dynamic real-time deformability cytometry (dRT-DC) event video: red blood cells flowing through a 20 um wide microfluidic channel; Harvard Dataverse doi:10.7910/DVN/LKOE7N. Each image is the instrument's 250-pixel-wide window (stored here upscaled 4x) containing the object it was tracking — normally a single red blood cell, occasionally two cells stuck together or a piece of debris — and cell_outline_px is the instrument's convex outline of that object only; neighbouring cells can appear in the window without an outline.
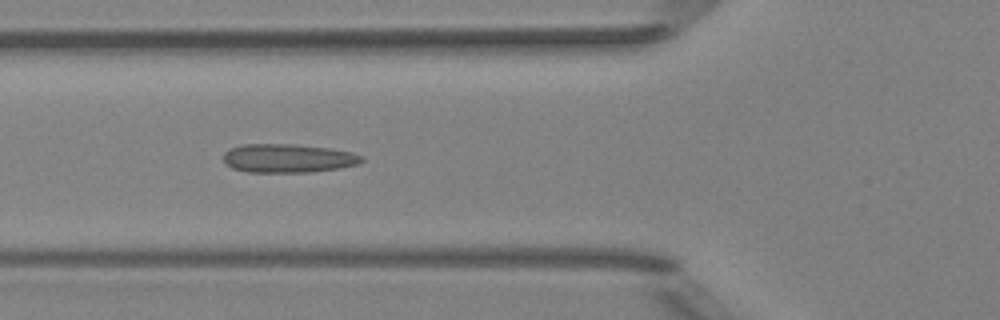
{"species": "Egyptian fruit bat (a non-hibernating species)", "species_latin": "Rousettus aegyptiacus", "temperature_condition": "room temperature", "stored_images_in_passage": 8, "camera_frame_rate_fps": 3000, "um_per_image_px": 0.085, "animal": {"sex": "female"}, "frame": {"image": 1, "passage_image": 5, "time_ms": 5.333, "image_size_px": [1000, 320], "cell_outline_px": [[364, 160], [356, 164], [340, 168], [308, 172], [248, 172], [232, 168], [224, 164], [224, 152], [232, 148], [244, 144], [296, 144], [332, 148], [352, 152], [364, 156]], "centroid_in_image_um": [24.49, 13.45], "position_along_channel_um": 101.3, "area_um2": 23.24}}
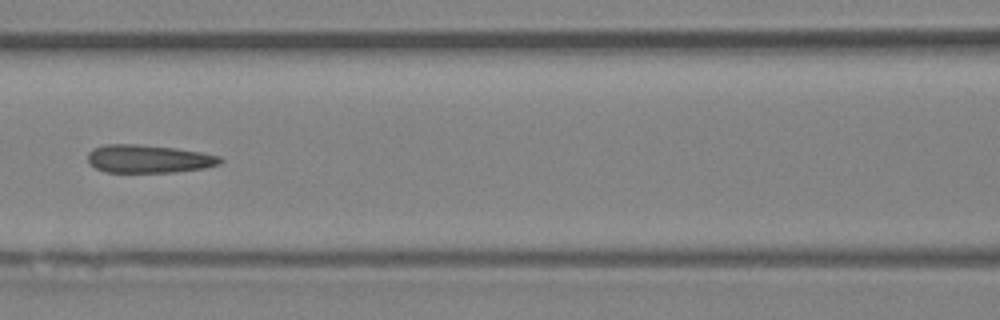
{"frame": {"image": 2, "passage_image": 6, "time_ms": 6.667, "image_size_px": [1000, 320], "cell_outline_px": [[224, 160], [220, 164], [204, 168], [176, 172], [104, 172], [88, 164], [88, 152], [92, 148], [104, 144], [136, 144], [176, 148], [200, 152], [220, 156]], "centroid_in_image_um": [12.61, 13.5], "position_along_channel_um": 154.0, "area_um2": 21.85}}
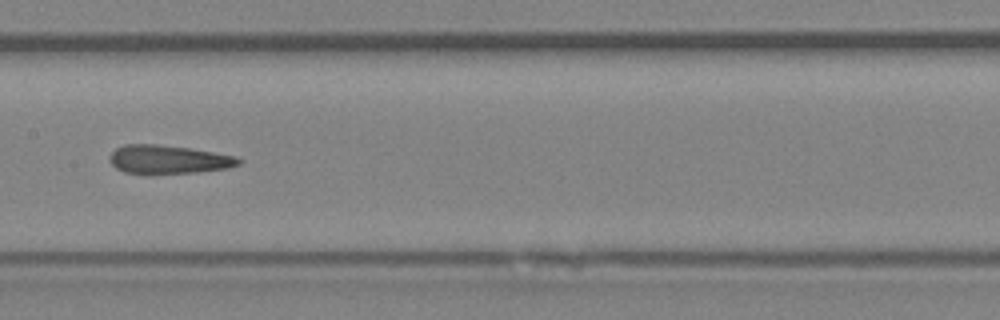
{"frame": {"image": 3, "passage_image": 7, "time_ms": 7.667, "image_size_px": [1000, 320], "cell_outline_px": [[244, 160], [240, 164], [228, 168], [196, 172], [148, 176], [124, 172], [116, 168], [108, 160], [108, 156], [116, 148], [124, 144], [156, 144], [192, 148], [236, 156]], "centroid_in_image_um": [14.29, 13.58], "position_along_channel_um": 193.1, "area_um2": 22.25}}